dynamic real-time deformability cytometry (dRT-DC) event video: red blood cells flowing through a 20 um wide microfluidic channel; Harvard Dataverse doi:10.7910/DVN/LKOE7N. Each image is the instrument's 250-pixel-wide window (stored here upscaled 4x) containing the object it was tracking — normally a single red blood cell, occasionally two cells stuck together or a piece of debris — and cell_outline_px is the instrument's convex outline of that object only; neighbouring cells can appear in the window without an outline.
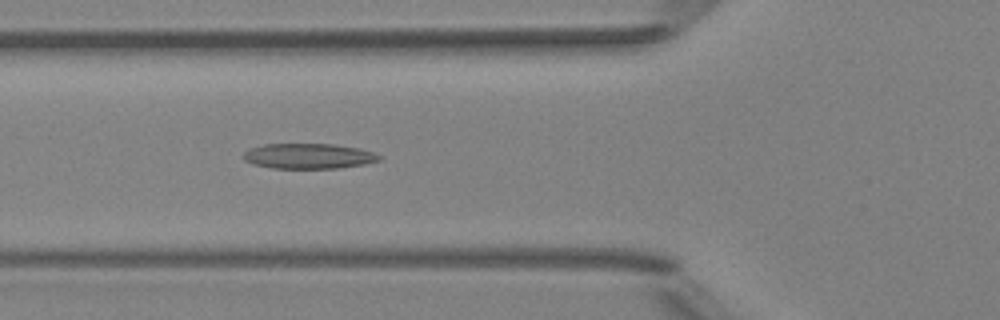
{"species": "Egyptian fruit bat (a non-hibernating species)", "species_latin": "Rousettus aegyptiacus", "temperature_condition": "room temperature", "stored_images_in_passage": 40, "camera_frame_rate_fps": 3000, "um_per_image_px": 0.085, "animal": {"sex": "female"}, "frame": {"image": 1, "passage_image": 8, "time_ms": 2.333, "image_size_px": [1000, 320], "cell_outline_px": [[380, 160], [364, 164], [340, 168], [272, 168], [252, 164], [244, 160], [244, 152], [248, 148], [264, 144], [332, 144], [360, 148], [372, 152], [380, 156]], "centroid_in_image_um": [26.2, 13.26], "position_along_channel_um": 99.6, "area_um2": 20.0}}
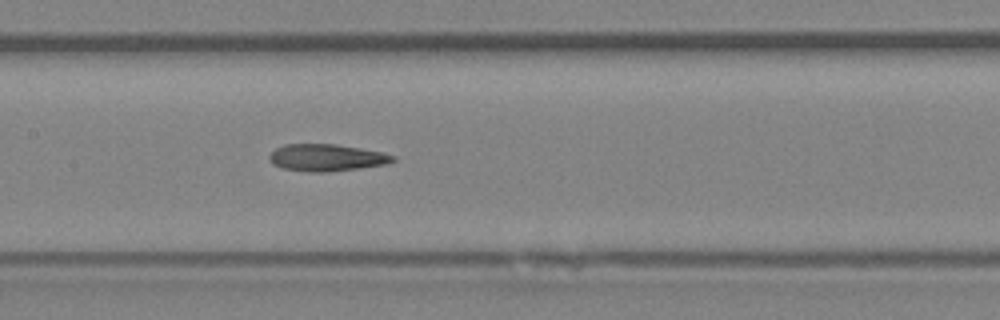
{"frame": {"image": 2, "passage_image": 14, "time_ms": 4.333, "image_size_px": [1000, 320], "cell_outline_px": [[396, 160], [388, 164], [360, 168], [328, 172], [308, 172], [280, 168], [272, 164], [268, 160], [268, 156], [276, 148], [284, 144], [336, 144], [360, 148], [380, 152], [396, 156]], "centroid_in_image_um": [27.73, 13.41], "position_along_channel_um": 179.7, "area_um2": 19.65}}
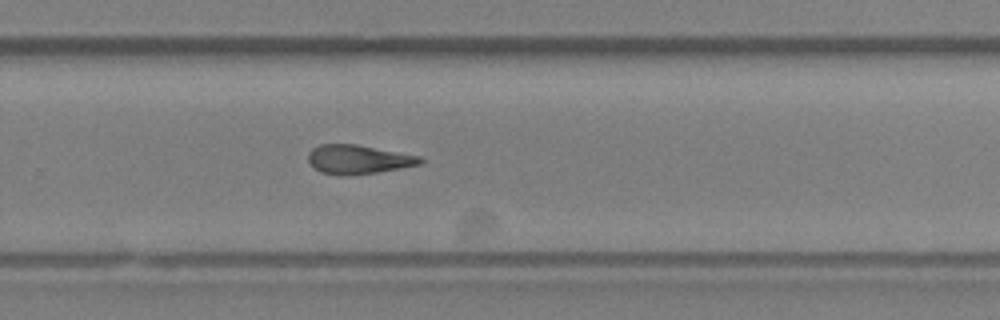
{"frame": {"image": 3, "passage_image": 23, "time_ms": 7.333, "image_size_px": [1000, 320], "cell_outline_px": [[424, 160], [420, 164], [400, 168], [376, 172], [348, 176], [344, 176], [320, 172], [312, 168], [308, 160], [308, 152], [312, 148], [320, 144], [356, 144], [420, 156]], "centroid_in_image_um": [30.4, 13.55], "position_along_channel_um": 299.4, "area_um2": 19.02}, "authors_computed_cell_mechanics": {"area_um2": 19.5364, "velocity_mm_per_s": 4.0042, "shape_relaxation_time_tau1_ms": null, "shape_relaxation_time_tau2_ms": 3.4264, "deformation_change_tau1": null, "deformation_change_tau2": 0.145}}